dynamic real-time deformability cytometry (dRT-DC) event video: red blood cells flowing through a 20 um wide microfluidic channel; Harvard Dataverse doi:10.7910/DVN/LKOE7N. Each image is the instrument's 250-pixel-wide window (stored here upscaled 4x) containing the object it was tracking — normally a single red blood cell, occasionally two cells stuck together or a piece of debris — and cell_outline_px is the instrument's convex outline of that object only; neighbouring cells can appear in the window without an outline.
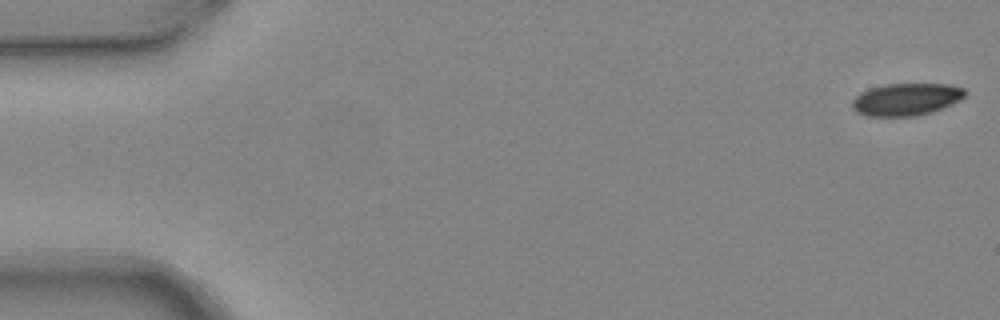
{"species": "common noctule bat (a hibernating species)", "species_latin": "Nyctalus noctula", "temperature_condition": "warm", "stored_images_in_passage": 5, "camera_frame_rate_fps": 3000, "um_per_image_px": 0.085, "animal": {"sex": "female", "body_mass_g": 24.6, "forearm_length_mm": 56.2}, "frame": {"image": 1, "passage_image": 1, "time_ms": 0.0, "image_size_px": [1000, 320], "cell_outline_px": [[968, 92], [960, 100], [940, 108], [928, 112], [912, 116], [868, 116], [856, 112], [852, 108], [852, 100], [860, 92], [868, 88], [884, 84], [948, 84], [964, 88]], "centroid_in_image_um": [76.99, 8.43], "position_along_channel_um": 8.0, "area_um2": 21.15}}
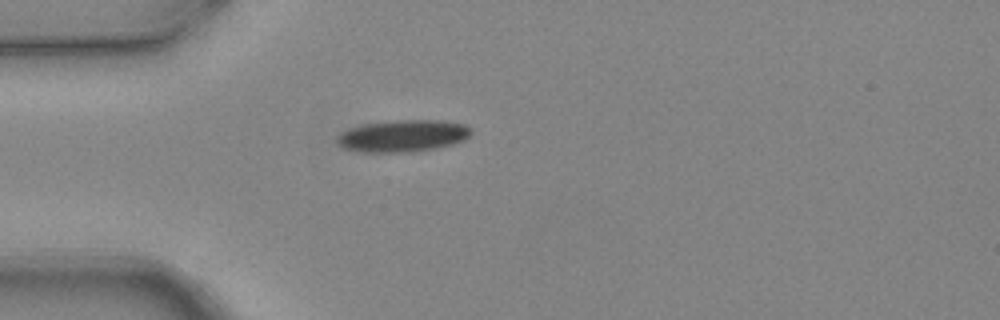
{"frame": {"image": 2, "passage_image": 5, "time_ms": 1.333, "image_size_px": [1000, 320], "cell_outline_px": [[472, 132], [464, 140], [452, 144], [436, 148], [412, 152], [360, 152], [344, 148], [336, 144], [336, 136], [340, 132], [348, 128], [364, 124], [396, 120], [440, 120], [464, 124], [472, 128]], "centroid_in_image_um": [34.21, 11.55], "position_along_channel_um": 50.8, "area_um2": 25.2}}